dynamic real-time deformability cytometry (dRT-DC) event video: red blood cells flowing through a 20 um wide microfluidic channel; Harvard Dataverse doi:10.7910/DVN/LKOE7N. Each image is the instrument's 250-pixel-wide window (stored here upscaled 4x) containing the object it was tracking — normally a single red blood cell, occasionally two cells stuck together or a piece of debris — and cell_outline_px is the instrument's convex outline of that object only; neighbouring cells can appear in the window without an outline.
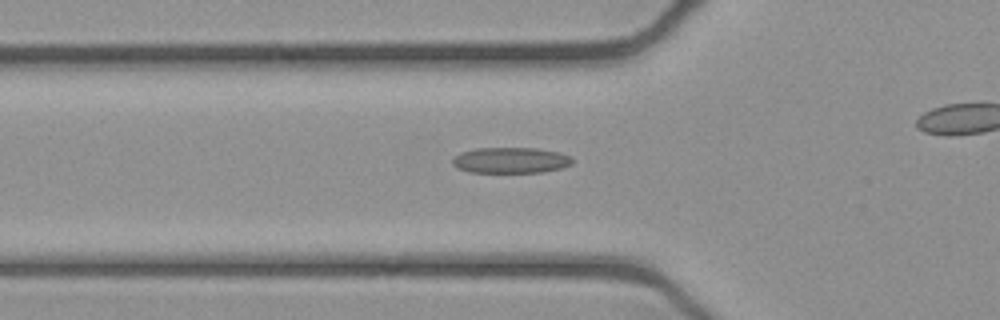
{"species": "common noctule bat (a hibernating species)", "species_latin": "Nyctalus noctula", "temperature_condition": "cold", "stored_images_in_passage": 42, "segment_of_instrument_passage": [1, 2], "camera_frame_rate_fps": 3000, "um_per_image_px": 0.085, "animal": {"sex": "female", "body_mass_g": 21.9}, "frame": {"image": 1, "passage_image": 18, "time_ms": 5.667, "image_size_px": [1000, 320], "cell_outline_px": [[572, 164], [560, 168], [544, 172], [468, 172], [456, 168], [452, 164], [452, 160], [460, 152], [476, 148], [536, 148], [560, 152], [572, 156]], "centroid_in_image_um": [43.41, 13.62], "position_along_channel_um": 82.4, "area_um2": 18.15}}
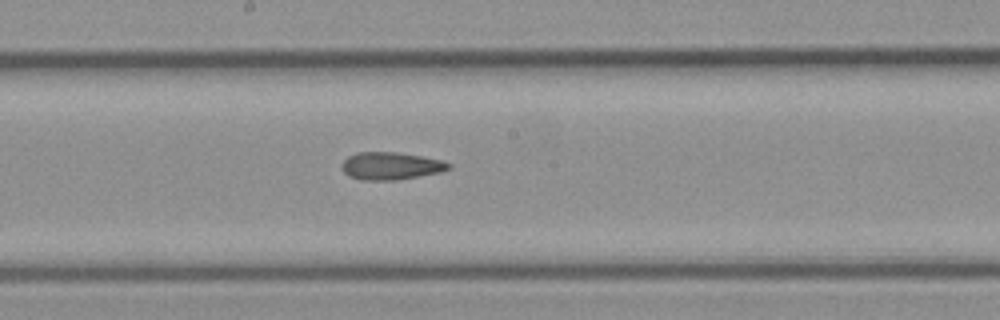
{"frame": {"image": 2, "passage_image": 28, "time_ms": 9.0, "image_size_px": [1000, 320], "cell_outline_px": [[452, 168], [440, 172], [396, 180], [360, 180], [348, 176], [344, 172], [340, 164], [348, 156], [356, 152], [396, 152], [444, 160], [452, 164]], "centroid_in_image_um": [33.21, 14.1], "position_along_channel_um": 215.0, "area_um2": 17.28}}
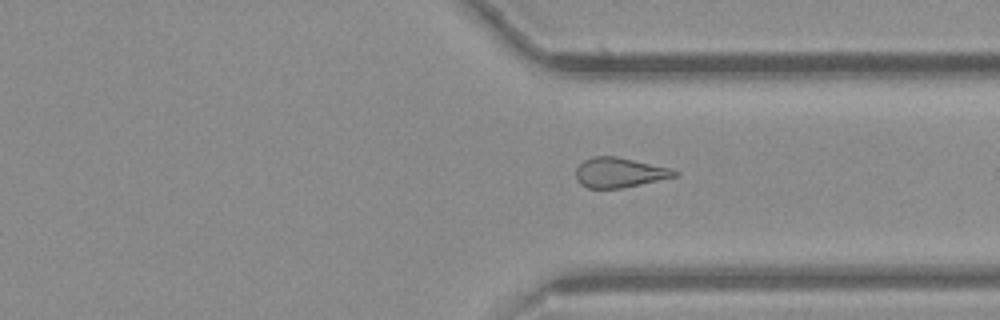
{"frame": {"image": 3, "passage_image": 39, "time_ms": 12.667, "image_size_px": [1000, 320], "cell_outline_px": [[680, 172], [676, 176], [640, 184], [620, 188], [588, 188], [580, 184], [576, 180], [576, 168], [584, 160], [592, 156], [616, 156], [672, 168]], "centroid_in_image_um": [52.64, 14.66], "position_along_channel_um": 358.8, "area_um2": 17.17}}